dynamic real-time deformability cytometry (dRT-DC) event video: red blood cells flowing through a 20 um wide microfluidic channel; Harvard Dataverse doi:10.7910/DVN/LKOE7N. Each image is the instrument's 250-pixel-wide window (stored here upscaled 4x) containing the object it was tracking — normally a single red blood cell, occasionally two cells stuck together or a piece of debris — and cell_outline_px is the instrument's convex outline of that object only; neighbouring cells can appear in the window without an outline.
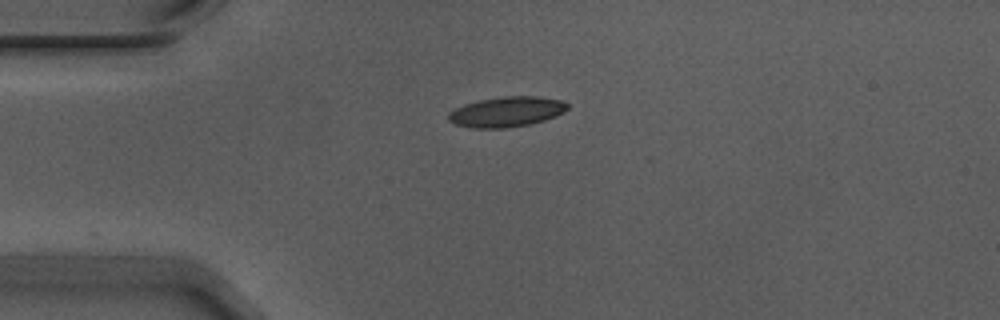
{"species": "Egyptian fruit bat (a non-hibernating species)", "species_latin": "Rousettus aegyptiacus", "temperature_condition": "warm", "stored_images_in_passage": 43, "camera_frame_rate_fps": 3000, "um_per_image_px": 0.085, "animal": {"sex": "male"}, "frame": {"image": 1, "passage_image": 1, "time_ms": 0.0, "image_size_px": [1000, 320], "cell_outline_px": [[568, 108], [564, 112], [556, 116], [544, 120], [528, 124], [504, 128], [476, 128], [456, 124], [448, 120], [448, 112], [464, 104], [480, 100], [504, 96], [536, 96], [560, 100], [568, 104]], "centroid_in_image_um": [43.06, 9.5], "position_along_channel_um": 41.9, "area_um2": 20.75}}
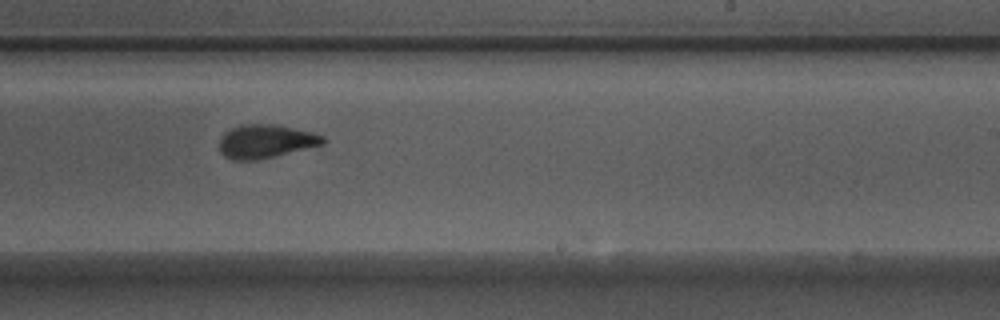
{"frame": {"image": 2, "passage_image": 21, "time_ms": 6.667, "image_size_px": [1000, 320], "cell_outline_px": [[324, 144], [256, 160], [232, 160], [224, 156], [220, 152], [220, 136], [224, 132], [240, 124], [272, 124], [312, 132], [324, 136]], "centroid_in_image_um": [22.53, 12.01], "position_along_channel_um": 266.5, "area_um2": 20.06}}
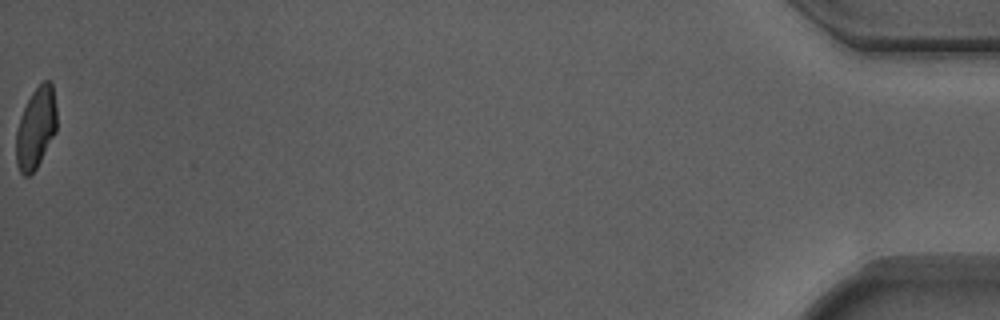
{"frame": {"image": 3, "passage_image": 43, "time_ms": 14.0, "image_size_px": [1000, 320], "cell_outline_px": [[56, 132], [36, 168], [28, 176], [24, 176], [20, 172], [16, 164], [16, 132], [20, 116], [32, 92], [44, 80], [48, 80], [52, 84], [56, 108]], "centroid_in_image_um": [3.04, 10.89], "position_along_channel_um": 432.2, "area_um2": 19.07}, "authors_computed_cell_mechanics": {"area_um2": 20.5768, "velocity_mm_per_s": 3.7232, "shape_relaxation_time_tau1_ms": 5.3919, "shape_relaxation_time_tau2_ms": 1.6667, "deformation_change_tau1": 0.1746, "deformation_change_tau2": 0.0782}}